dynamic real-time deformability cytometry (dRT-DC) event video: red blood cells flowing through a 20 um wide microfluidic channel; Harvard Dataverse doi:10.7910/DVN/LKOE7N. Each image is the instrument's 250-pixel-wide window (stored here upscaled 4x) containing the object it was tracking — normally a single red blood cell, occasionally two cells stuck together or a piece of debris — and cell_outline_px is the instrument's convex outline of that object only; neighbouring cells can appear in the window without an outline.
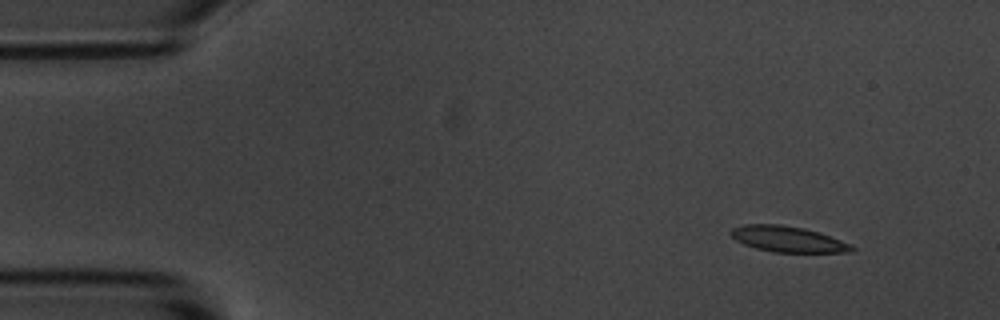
{"species": "common noctule bat (a hibernating species)", "species_latin": "Nyctalus noctula", "temperature_condition": "room temperature", "stored_images_in_passage": 3, "camera_frame_rate_fps": 3000, "um_per_image_px": 0.085, "animal": {"sex": "male", "body_mass_g": 20.1, "forearm_length_mm": 53.5}, "frame": {"image": 1, "passage_image": 1, "time_ms": 0.0, "image_size_px": [1000, 320], "cell_outline_px": [[856, 248], [848, 252], [772, 252], [756, 248], [744, 244], [736, 240], [728, 232], [732, 228], [744, 224], [780, 224], [804, 228], [852, 244]], "centroid_in_image_um": [66.92, 20.32], "position_along_channel_um": 18.1, "area_um2": 18.03}}
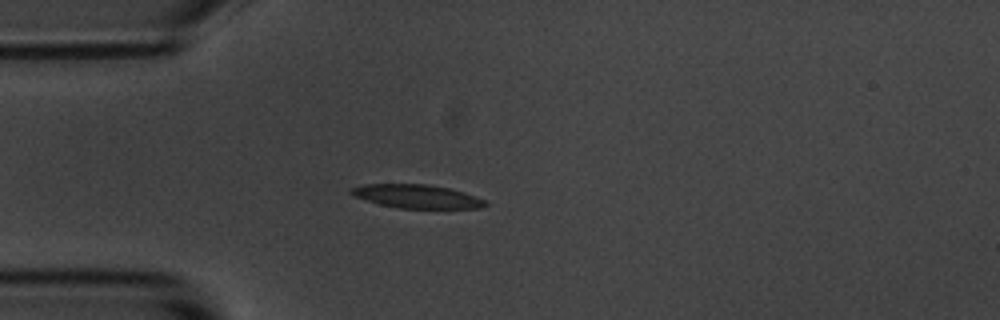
{"frame": {"image": 2, "passage_image": 3, "time_ms": 3.0, "image_size_px": [1000, 320], "cell_outline_px": [[488, 204], [480, 208], [400, 208], [380, 204], [356, 196], [348, 192], [348, 188], [364, 184], [428, 184], [448, 188], [464, 192], [476, 196], [484, 200]], "centroid_in_image_um": [35.42, 16.68], "position_along_channel_um": 49.6, "area_um2": 18.26}}